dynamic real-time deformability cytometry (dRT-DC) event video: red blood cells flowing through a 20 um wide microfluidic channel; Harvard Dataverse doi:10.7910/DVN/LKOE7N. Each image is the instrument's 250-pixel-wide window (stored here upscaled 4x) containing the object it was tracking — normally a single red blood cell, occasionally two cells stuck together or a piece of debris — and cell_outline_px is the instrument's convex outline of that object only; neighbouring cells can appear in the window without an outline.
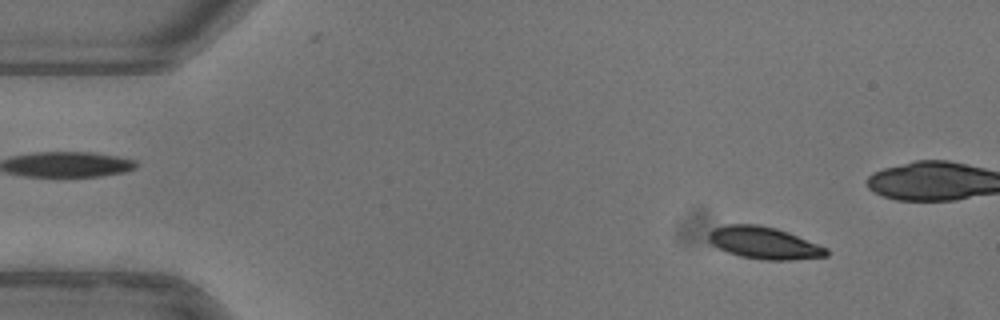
{"species": "common noctule bat (a hibernating species)", "species_latin": "Nyctalus noctula", "temperature_condition": "warm", "stored_images_in_passage": 52, "camera_frame_rate_fps": 3000, "um_per_image_px": 0.085, "animal": {"sex": "female"}, "frame": {"image": 1, "passage_image": 5, "time_ms": 1.333, "image_size_px": [1000, 320], "cell_outline_px": [[828, 256], [792, 260], [764, 260], [740, 256], [728, 252], [712, 244], [708, 240], [708, 232], [712, 228], [724, 224], [760, 224], [776, 228], [788, 232], [828, 248]], "centroid_in_image_um": [64.93, 20.64], "position_along_channel_um": 20.1, "area_um2": 22.2}}
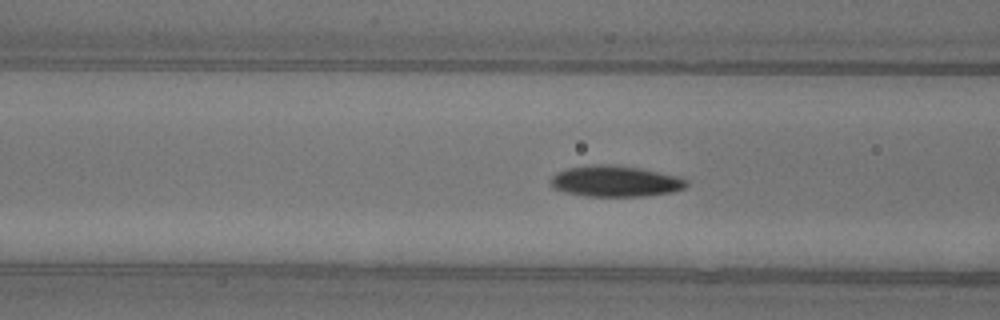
{"frame": {"image": 2, "passage_image": 19, "time_ms": 6.0, "image_size_px": [1000, 320], "cell_outline_px": [[688, 184], [684, 188], [672, 192], [644, 196], [588, 196], [564, 192], [552, 188], [552, 176], [556, 172], [568, 168], [592, 164], [612, 164], [640, 168], [680, 176], [688, 180]], "centroid_in_image_um": [52.32, 15.39], "position_along_channel_um": 114.3, "area_um2": 24.68}}
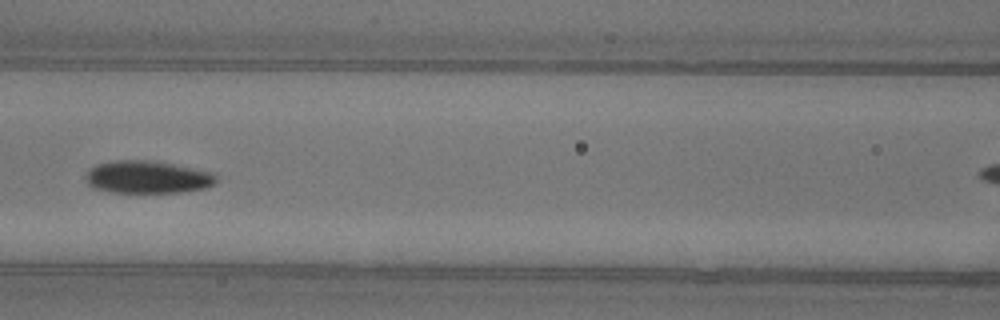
{"frame": {"image": 3, "passage_image": 22, "time_ms": 7.0, "image_size_px": [1000, 320], "cell_outline_px": [[216, 184], [204, 188], [180, 192], [112, 192], [92, 188], [84, 180], [88, 172], [92, 168], [100, 164], [120, 160], [144, 160], [172, 164], [212, 172], [216, 176]], "centroid_in_image_um": [12.54, 15.07], "position_along_channel_um": 154.1, "area_um2": 24.39}, "authors_computed_cell_mechanics": {"area_um2": 23.698, "velocity_mm_per_s": 3.9564, "shape_relaxation_time_tau1_ms": 3.1647, "shape_relaxation_time_tau2_ms": 3.2827, "deformation_change_tau1": 0.1397, "deformation_change_tau2": 0.0671}}